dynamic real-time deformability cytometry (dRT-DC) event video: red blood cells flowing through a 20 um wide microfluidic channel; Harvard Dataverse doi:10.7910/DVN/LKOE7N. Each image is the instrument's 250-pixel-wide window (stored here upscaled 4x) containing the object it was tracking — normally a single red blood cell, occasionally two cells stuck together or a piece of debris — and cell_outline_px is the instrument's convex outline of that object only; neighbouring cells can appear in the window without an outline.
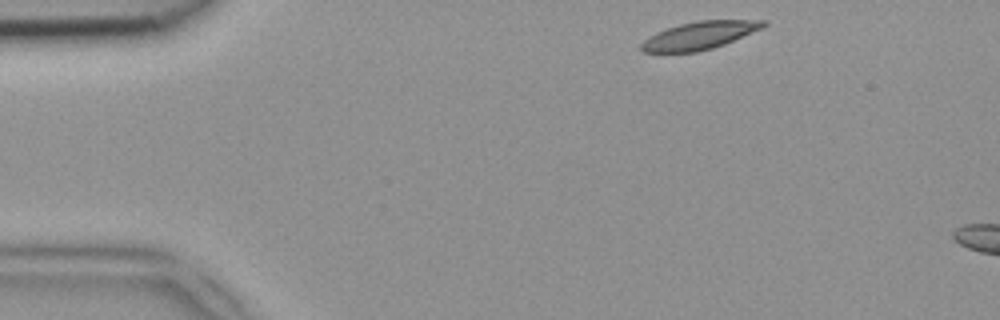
{"species": "common noctule bat (a hibernating species)", "species_latin": "Nyctalus noctula", "temperature_condition": "room temperature", "stored_images_in_passage": 6, "camera_frame_rate_fps": 3000, "um_per_image_px": 0.085, "animal": {"sex": "female", "body_mass_g": 18.4}, "frame": {"image": 1, "passage_image": 2, "time_ms": 0.333, "image_size_px": [1000, 320], "cell_outline_px": [[768, 24], [764, 28], [724, 44], [712, 48], [696, 52], [644, 52], [640, 48], [640, 44], [644, 40], [668, 28], [680, 24], [696, 20], [768, 20]], "centroid_in_image_um": [59.53, 3.0], "position_along_channel_um": 25.5, "area_um2": 19.59}}